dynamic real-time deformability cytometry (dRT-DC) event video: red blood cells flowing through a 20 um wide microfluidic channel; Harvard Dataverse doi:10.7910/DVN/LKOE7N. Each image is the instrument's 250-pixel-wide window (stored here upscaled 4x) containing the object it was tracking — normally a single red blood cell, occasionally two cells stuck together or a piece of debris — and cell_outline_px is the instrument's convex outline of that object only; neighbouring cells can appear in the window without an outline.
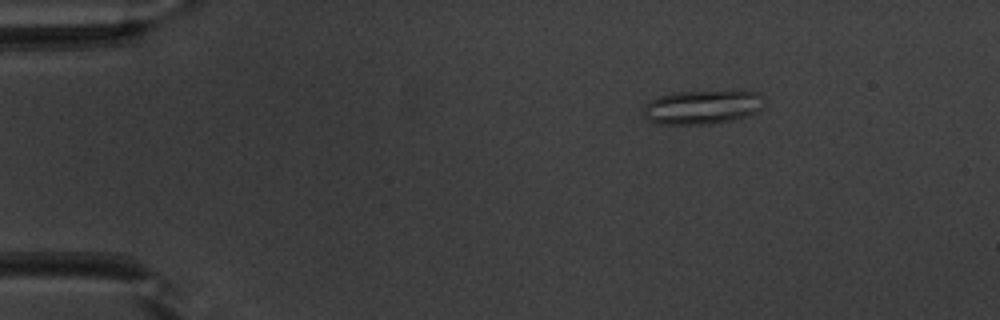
{"species": "common noctule bat (a hibernating species)", "species_latin": "Nyctalus noctula", "temperature_condition": "warm", "stored_images_in_passage": 45, "camera_frame_rate_fps": 3000, "um_per_image_px": 0.085, "animal": {"sex": "male", "body_mass_g": 20.1, "forearm_length_mm": 53.5}, "frame": {"image": 1, "passage_image": 2, "time_ms": 0.333, "image_size_px": [1000, 320], "cell_outline_px": [[764, 104], [756, 112], [732, 120], [708, 124], [656, 124], [648, 120], [644, 116], [644, 104], [648, 100], [672, 92], [760, 92]], "centroid_in_image_um": [59.62, 9.12], "position_along_channel_um": 25.4, "area_um2": 23.64}}
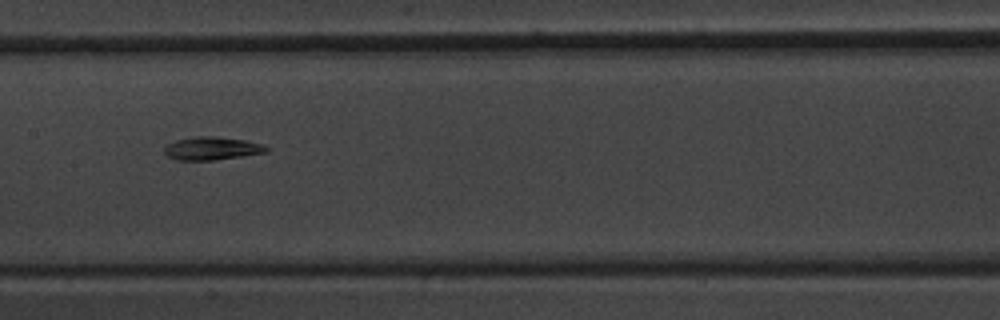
{"frame": {"image": 2, "passage_image": 20, "time_ms": 6.333, "image_size_px": [1000, 320], "cell_outline_px": [[268, 152], [212, 160], [176, 160], [168, 156], [164, 152], [164, 148], [168, 144], [176, 140], [196, 136], [216, 136], [248, 140], [260, 144], [268, 148]], "centroid_in_image_um": [18.0, 12.6], "position_along_channel_um": 189.4, "area_um2": 13.64}}
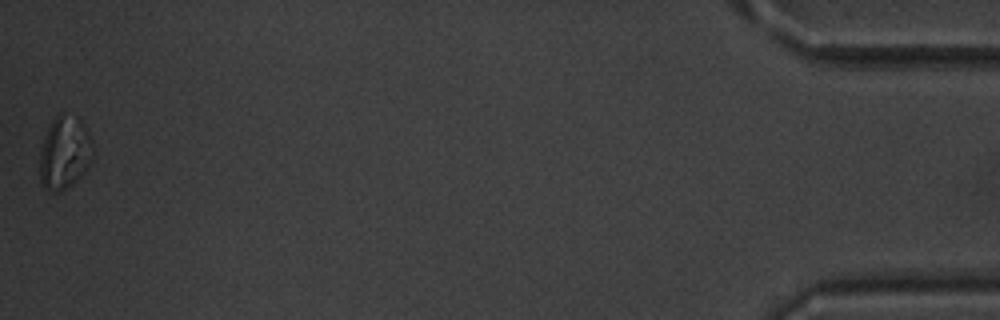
{"frame": {"image": 3, "passage_image": 45, "time_ms": 14.667, "image_size_px": [1000, 320], "cell_outline_px": [[92, 140], [88, 160], [84, 172], [72, 184], [60, 192], [52, 192], [44, 188], [40, 180], [40, 152], [48, 128], [52, 120], [60, 112], [64, 112], [80, 116]], "centroid_in_image_um": [5.46, 12.94], "position_along_channel_um": 429.7, "area_um2": 22.37}}